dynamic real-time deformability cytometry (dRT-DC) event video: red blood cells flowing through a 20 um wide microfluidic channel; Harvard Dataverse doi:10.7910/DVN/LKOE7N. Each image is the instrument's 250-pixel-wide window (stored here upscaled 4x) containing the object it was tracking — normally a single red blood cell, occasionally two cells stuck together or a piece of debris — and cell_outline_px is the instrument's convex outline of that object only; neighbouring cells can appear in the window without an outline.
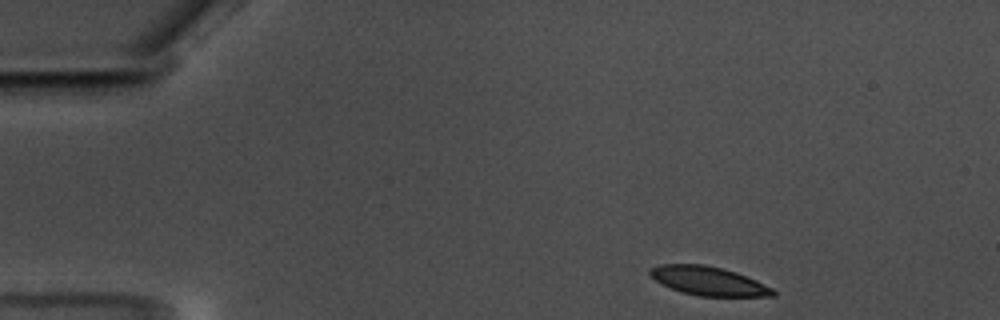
{"species": "common noctule bat (a hibernating species)", "species_latin": "Nyctalus noctula", "temperature_condition": "warm", "stored_images_in_passage": 51, "camera_frame_rate_fps": 3000, "um_per_image_px": 0.085, "animal": {"sex": "male", "body_mass_g": 17.5, "forearm_length_mm": 52.3}, "frame": {"image": 1, "passage_image": 1, "time_ms": 0.0, "image_size_px": [1000, 320], "cell_outline_px": [[776, 296], [700, 296], [680, 292], [656, 280], [648, 272], [648, 268], [660, 264], [704, 264], [736, 272], [756, 280], [772, 288], [776, 292]], "centroid_in_image_um": [60.22, 23.88], "position_along_channel_um": 24.8, "area_um2": 20.52}}
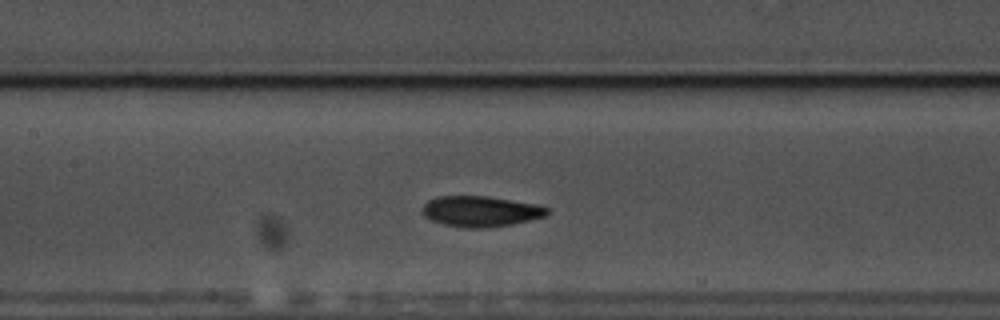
{"frame": {"image": 2, "passage_image": 20, "time_ms": 6.333, "image_size_px": [1000, 320], "cell_outline_px": [[548, 212], [544, 216], [512, 224], [488, 228], [460, 228], [444, 224], [432, 220], [424, 216], [424, 204], [428, 200], [436, 196], [488, 196], [540, 204], [548, 208]], "centroid_in_image_um": [40.86, 17.96], "position_along_channel_um": 166.5, "area_um2": 22.37}}
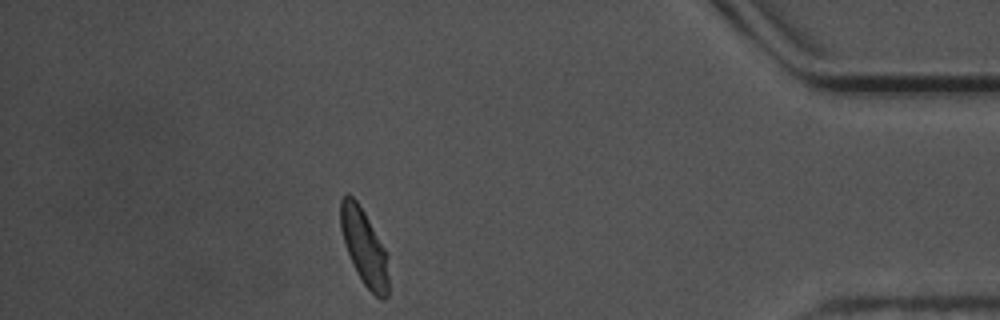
{"frame": {"image": 3, "passage_image": 44, "time_ms": 14.333, "image_size_px": [1000, 320], "cell_outline_px": [[388, 296], [384, 300], [380, 300], [364, 284], [352, 264], [340, 228], [340, 200], [344, 192], [348, 192], [356, 200], [364, 212], [384, 248], [388, 256]], "centroid_in_image_um": [30.95, 20.99], "position_along_channel_um": 404.3, "area_um2": 21.15}, "authors_computed_cell_mechanics": {"area_um2": 21.7906, "velocity_mm_per_s": 3.509, "shape_relaxation_time_tau1_ms": 3.9463, "shape_relaxation_time_tau2_ms": 2.8459, "deformation_change_tau1": 0.1304, "deformation_change_tau2": 0.0756}}